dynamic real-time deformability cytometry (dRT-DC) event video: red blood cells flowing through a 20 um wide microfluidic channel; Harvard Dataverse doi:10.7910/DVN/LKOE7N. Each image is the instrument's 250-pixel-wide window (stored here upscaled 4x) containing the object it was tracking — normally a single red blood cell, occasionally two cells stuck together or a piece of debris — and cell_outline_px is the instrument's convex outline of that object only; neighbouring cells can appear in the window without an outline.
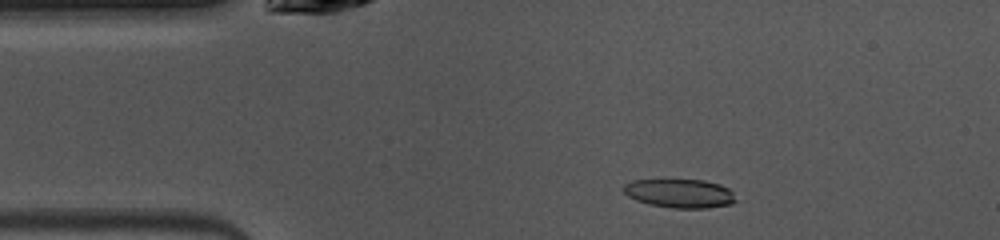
{"species": "common noctule bat (a hibernating species)", "species_latin": "Nyctalus noctula", "temperature_condition": "warm", "stored_images_in_passage": 47, "camera_frame_rate_fps": 3000, "um_per_image_px": 0.085, "animal": {"sex": "female", "body_mass_g": 10.0, "forearm_length_mm": 53.1}, "frame": {"image": 1, "passage_image": 7, "time_ms": 2.0, "image_size_px": [1000, 240], "cell_outline_px": [[744, 200], [732, 204], [708, 208], [672, 208], [648, 204], [636, 200], [628, 196], [624, 192], [624, 184], [632, 180], [704, 180], [720, 184], [728, 188]], "centroid_in_image_um": [57.89, 16.45], "position_along_channel_um": 27.1, "area_um2": 19.25}}
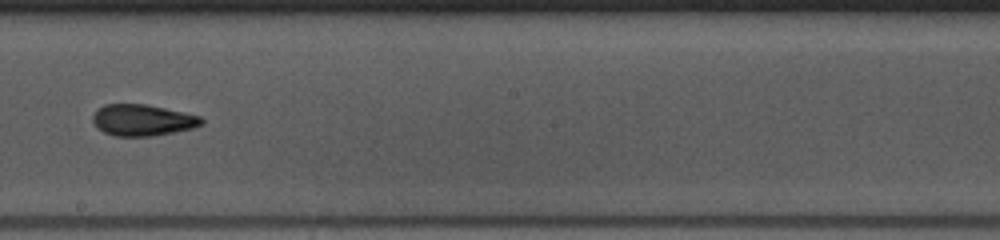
{"frame": {"image": 2, "passage_image": 25, "time_ms": 8.0, "image_size_px": [1000, 240], "cell_outline_px": [[204, 124], [192, 128], [152, 136], [116, 136], [104, 132], [92, 120], [92, 116], [96, 108], [104, 104], [144, 104], [184, 112], [200, 116], [204, 120]], "centroid_in_image_um": [12.11, 10.2], "position_along_channel_um": 236.1, "area_um2": 19.77}}
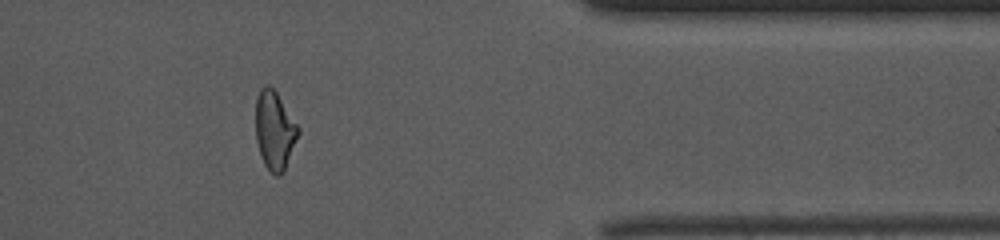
{"frame": {"image": 3, "passage_image": 38, "time_ms": 12.333, "image_size_px": [1000, 240], "cell_outline_px": [[300, 132], [284, 172], [280, 176], [276, 176], [264, 164], [256, 140], [256, 100], [260, 88], [264, 84], [268, 84], [276, 92], [300, 128]], "centroid_in_image_um": [23.35, 11.08], "position_along_channel_um": 388.0, "area_um2": 19.42}, "authors_computed_cell_mechanics": {"area_um2": 19.7098, "velocity_mm_per_s": 4.0668, "shape_relaxation_time_tau1_ms": 7.6707, "shape_relaxation_time_tau2_ms": 1.9567, "deformation_change_tau1": 0.2087, "deformation_change_tau2": 0.0941}}